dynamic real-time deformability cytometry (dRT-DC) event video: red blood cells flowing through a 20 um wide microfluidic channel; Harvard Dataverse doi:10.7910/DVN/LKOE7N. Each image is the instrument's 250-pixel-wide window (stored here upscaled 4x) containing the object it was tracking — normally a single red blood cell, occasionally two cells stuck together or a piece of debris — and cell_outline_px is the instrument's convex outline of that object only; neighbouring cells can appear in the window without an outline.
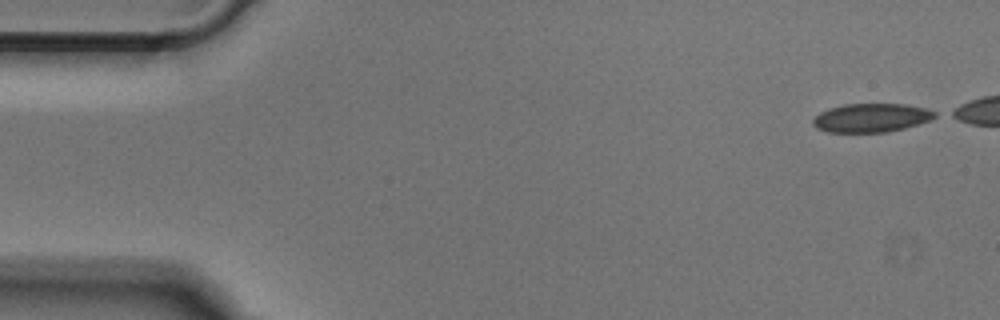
{"species": "Egyptian fruit bat (a non-hibernating species)", "species_latin": "Rousettus aegyptiacus", "temperature_condition": "cold", "stored_images_in_passage": 42, "camera_frame_rate_fps": 3000, "um_per_image_px": 0.085, "animal": {"sex": "male"}, "frame": {"image": 1, "passage_image": 1, "time_ms": 0.0, "image_size_px": [1000, 320], "cell_outline_px": [[936, 116], [928, 120], [904, 128], [888, 132], [828, 132], [816, 128], [812, 124], [812, 120], [820, 112], [828, 108], [844, 104], [904, 104], [928, 108], [936, 112]], "centroid_in_image_um": [74.03, 10.01], "position_along_channel_um": 11.0, "area_um2": 20.35}}
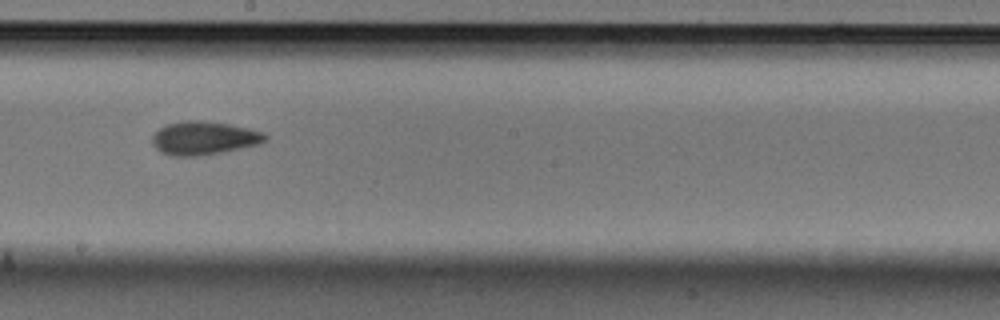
{"frame": {"image": 2, "passage_image": 26, "time_ms": 8.333, "image_size_px": [1000, 320], "cell_outline_px": [[268, 140], [260, 144], [224, 152], [196, 156], [168, 156], [160, 152], [152, 144], [152, 136], [160, 128], [168, 124], [184, 120], [200, 120], [228, 124], [248, 128], [264, 132], [268, 136]], "centroid_in_image_um": [17.35, 11.75], "position_along_channel_um": 230.9, "area_um2": 22.2}}
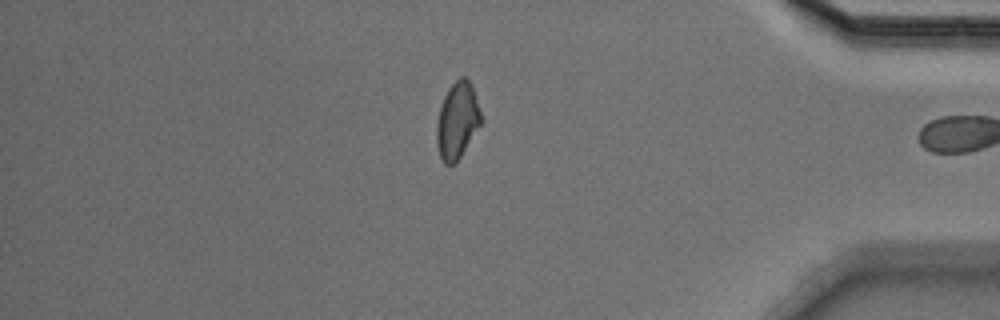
{"frame": {"image": 3, "passage_image": 41, "time_ms": 13.333, "image_size_px": [1000, 320], "cell_outline_px": [[484, 120], [460, 156], [452, 164], [444, 164], [440, 156], [436, 144], [436, 124], [440, 108], [444, 96], [448, 88], [460, 76], [464, 76], [468, 80], [472, 88]], "centroid_in_image_um": [38.87, 10.24], "position_along_channel_um": 396.3, "area_um2": 19.65}}